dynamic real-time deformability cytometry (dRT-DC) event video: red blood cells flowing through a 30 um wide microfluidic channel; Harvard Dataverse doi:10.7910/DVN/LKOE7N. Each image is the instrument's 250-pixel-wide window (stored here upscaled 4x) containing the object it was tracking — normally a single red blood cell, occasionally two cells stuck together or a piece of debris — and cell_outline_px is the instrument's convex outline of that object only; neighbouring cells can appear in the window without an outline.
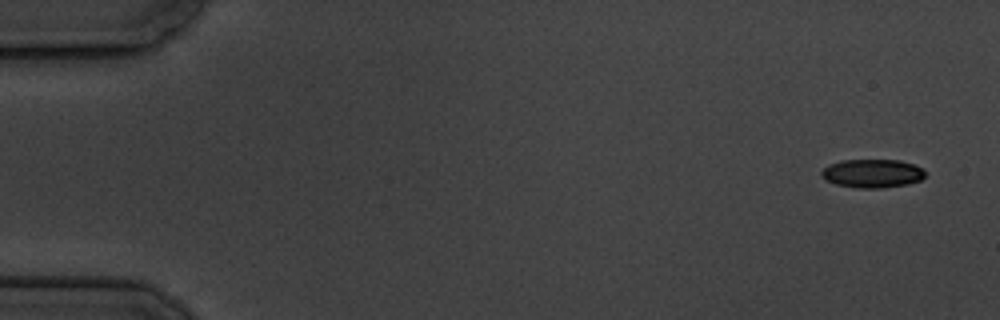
{"species": "common noctule bat (a hibernating species)", "species_latin": "Nyctalus noctula", "temperature_condition": "cold", "stored_images_in_passage": 12, "camera_frame_rate_fps": 3000, "um_per_image_px": 0.085, "animal": {"sex": "male", "body_mass_g": 19.5, "forearm_length_mm": 54.6}, "frame": {"image": 1, "passage_image": 1, "time_ms": 0.0, "image_size_px": [1000, 320], "cell_outline_px": [[924, 176], [920, 180], [908, 184], [884, 188], [856, 188], [836, 184], [824, 180], [820, 176], [820, 172], [828, 164], [840, 160], [900, 160], [912, 164], [920, 168], [924, 172]], "centroid_in_image_um": [74.08, 14.74], "position_along_channel_um": 10.9, "area_um2": 17.34}}
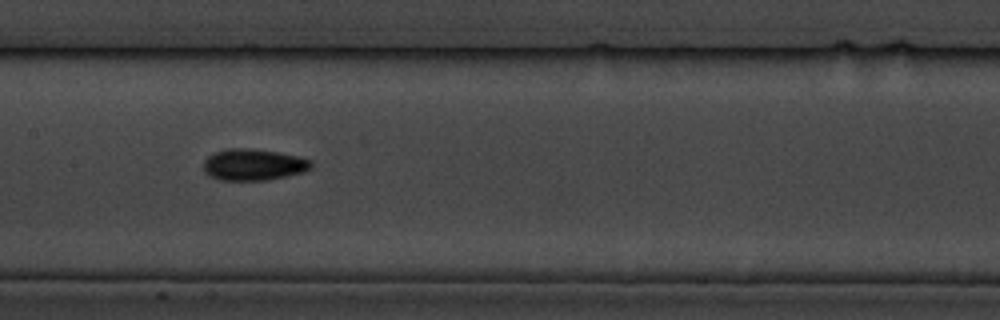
{"frame": {"image": 2, "passage_image": 8, "time_ms": 9.0, "image_size_px": [1000, 320], "cell_outline_px": [[312, 168], [304, 172], [268, 180], [220, 180], [204, 172], [204, 160], [212, 152], [228, 148], [248, 148], [276, 152], [296, 156], [312, 160]], "centroid_in_image_um": [21.54, 13.99], "position_along_channel_um": 185.9, "area_um2": 19.77}}
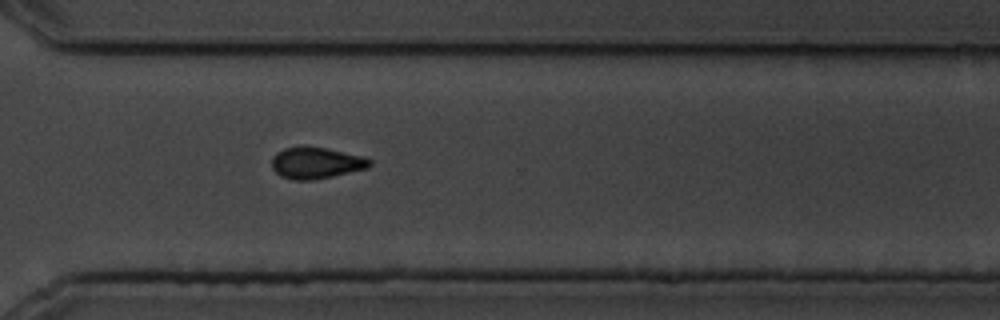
{"frame": {"image": 3, "passage_image": 12, "time_ms": 13.667, "image_size_px": [1000, 320], "cell_outline_px": [[372, 164], [368, 168], [332, 176], [312, 180], [292, 180], [280, 176], [272, 168], [272, 156], [276, 152], [284, 148], [324, 148], [364, 156], [372, 160]], "centroid_in_image_um": [26.87, 13.87], "position_along_channel_um": 343.7, "area_um2": 17.69}}